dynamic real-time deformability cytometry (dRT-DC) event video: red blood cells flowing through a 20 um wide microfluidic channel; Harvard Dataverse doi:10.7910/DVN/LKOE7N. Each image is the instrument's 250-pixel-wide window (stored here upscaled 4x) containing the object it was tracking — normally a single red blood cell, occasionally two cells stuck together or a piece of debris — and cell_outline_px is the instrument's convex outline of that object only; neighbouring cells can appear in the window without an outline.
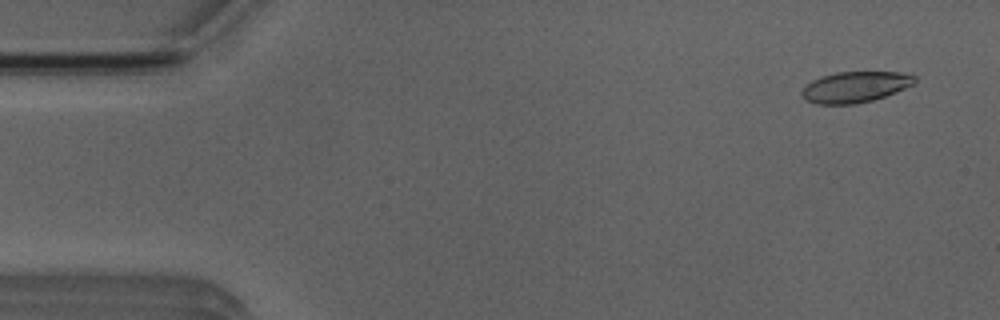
{"species": "Egyptian fruit bat (a non-hibernating species)", "species_latin": "Rousettus aegyptiacus", "temperature_condition": "room temperature", "stored_images_in_passage": 14, "camera_frame_rate_fps": 3000, "um_per_image_px": 0.085, "animal": {"sex": "male"}, "frame": {"image": 1, "passage_image": 1, "time_ms": 0.0, "image_size_px": [1000, 320], "cell_outline_px": [[916, 80], [912, 84], [904, 88], [884, 96], [872, 100], [856, 104], [816, 104], [804, 100], [800, 92], [812, 80], [836, 72], [900, 72], [916, 76]], "centroid_in_image_um": [72.66, 7.4], "position_along_channel_um": 12.3, "area_um2": 20.11}}